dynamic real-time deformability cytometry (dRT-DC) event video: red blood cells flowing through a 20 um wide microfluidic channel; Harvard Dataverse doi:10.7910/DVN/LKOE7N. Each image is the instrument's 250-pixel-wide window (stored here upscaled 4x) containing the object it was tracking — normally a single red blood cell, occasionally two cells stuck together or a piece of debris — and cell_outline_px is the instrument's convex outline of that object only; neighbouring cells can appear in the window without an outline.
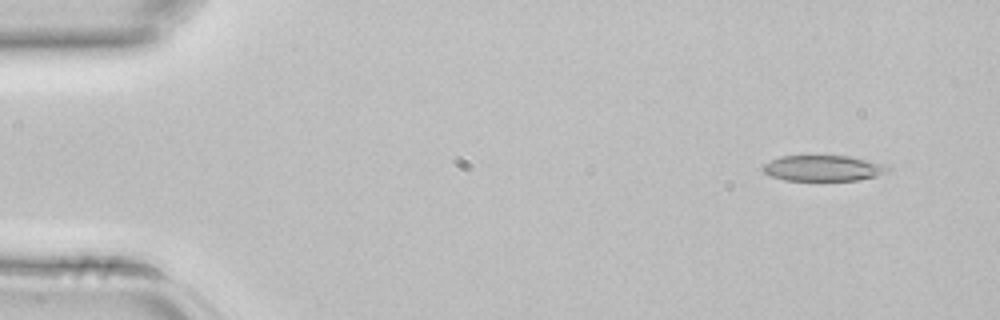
{"species": "common noctule bat (a hibernating species)", "species_latin": "Nyctalus noctula", "temperature_condition": "room temperature", "stored_images_in_passage": 2, "camera_frame_rate_fps": 3000, "um_per_image_px": 0.085, "animal": {"sex": "female", "body_mass_g": 22.7, "forearm_length_mm": 54.2}, "frame": {"image": 1, "passage_image": 1, "time_ms": 0.0, "image_size_px": [1000, 320], "cell_outline_px": [[888, 168], [876, 176], [856, 180], [784, 180], [772, 176], [764, 172], [760, 168], [764, 164], [780, 156], [852, 156], [884, 164]], "centroid_in_image_um": [69.91, 14.29], "position_along_channel_um": 15.1, "area_um2": 18.44}}